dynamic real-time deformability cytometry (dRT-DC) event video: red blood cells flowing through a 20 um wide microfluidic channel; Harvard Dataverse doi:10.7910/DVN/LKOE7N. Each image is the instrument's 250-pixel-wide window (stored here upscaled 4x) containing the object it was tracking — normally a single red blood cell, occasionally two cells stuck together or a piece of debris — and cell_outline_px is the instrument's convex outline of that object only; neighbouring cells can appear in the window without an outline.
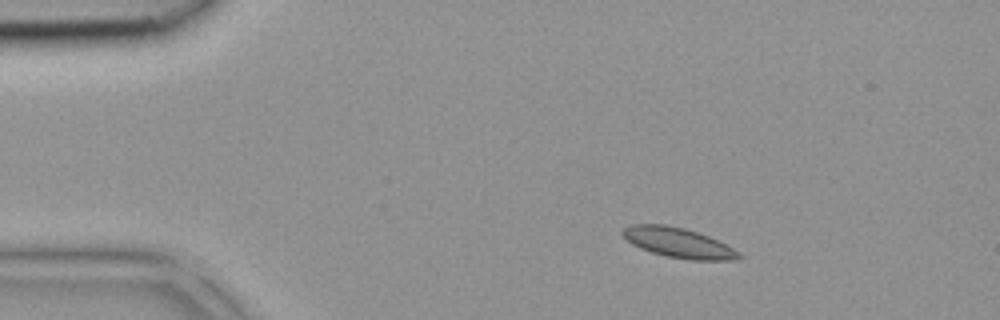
{"species": "common noctule bat (a hibernating species)", "species_latin": "Nyctalus noctula", "temperature_condition": "room temperature", "stored_images_in_passage": 41, "camera_frame_rate_fps": 3000, "um_per_image_px": 0.085, "animal": {"sex": "female", "body_mass_g": 18.4}, "frame": {"image": 1, "passage_image": 7, "time_ms": 2.0, "image_size_px": [1000, 320], "cell_outline_px": [[744, 256], [732, 260], [692, 260], [668, 256], [652, 252], [640, 248], [632, 244], [620, 232], [624, 228], [632, 224], [664, 224], [684, 228], [708, 236], [740, 252]], "centroid_in_image_um": [57.65, 20.63], "position_along_channel_um": 27.4, "area_um2": 20.0}}
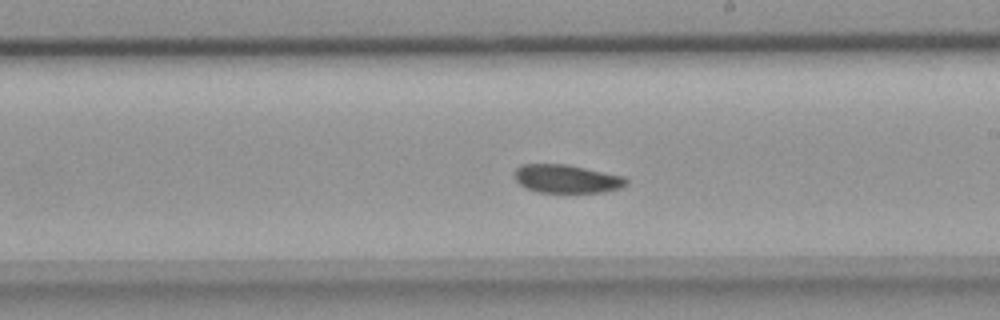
{"frame": {"image": 2, "passage_image": 24, "time_ms": 7.667, "image_size_px": [1000, 320], "cell_outline_px": [[628, 184], [620, 188], [604, 192], [536, 192], [524, 188], [516, 180], [516, 168], [520, 164], [568, 164], [624, 176], [628, 180]], "centroid_in_image_um": [48.18, 15.2], "position_along_channel_um": 240.8, "area_um2": 18.55}}
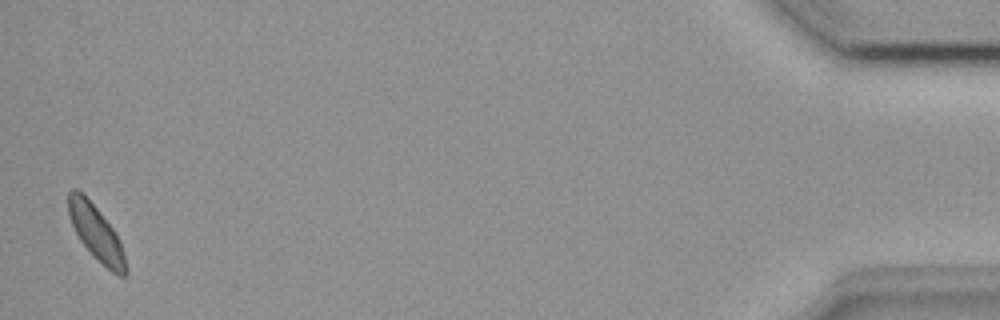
{"frame": {"image": 3, "passage_image": 41, "time_ms": 13.333, "image_size_px": [1000, 320], "cell_outline_px": [[128, 272], [124, 276], [120, 276], [112, 272], [80, 240], [72, 224], [68, 212], [68, 192], [72, 188], [76, 188], [96, 208], [112, 228], [120, 240], [128, 268]], "centroid_in_image_um": [8.19, 19.79], "position_along_channel_um": 427.0, "area_um2": 17.69}}